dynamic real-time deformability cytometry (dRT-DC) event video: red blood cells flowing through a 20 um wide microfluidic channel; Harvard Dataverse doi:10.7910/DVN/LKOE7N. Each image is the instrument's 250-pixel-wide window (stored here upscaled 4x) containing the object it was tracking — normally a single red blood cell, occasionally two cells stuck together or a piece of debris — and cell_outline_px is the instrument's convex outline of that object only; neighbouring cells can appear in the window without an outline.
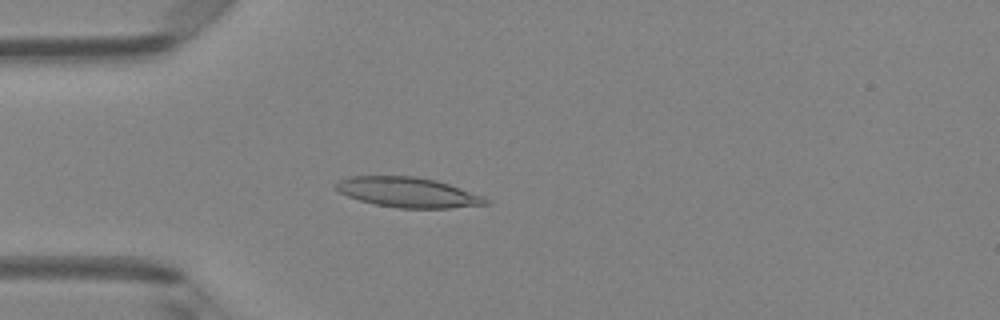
{"species": "Egyptian fruit bat (a non-hibernating species)", "species_latin": "Rousettus aegyptiacus", "temperature_condition": "room temperature", "stored_images_in_passage": 4, "camera_frame_rate_fps": 3000, "um_per_image_px": 0.085, "animal": {"sex": "female"}, "frame": {"image": 1, "passage_image": 4, "time_ms": 1.0, "image_size_px": [1000, 320], "cell_outline_px": [[492, 204], [448, 208], [396, 208], [376, 204], [360, 200], [348, 196], [340, 192], [336, 188], [336, 184], [340, 180], [348, 176], [416, 176], [436, 180], [484, 196], [492, 200]], "centroid_in_image_um": [34.73, 16.35], "position_along_channel_um": 50.3, "area_um2": 26.24}}